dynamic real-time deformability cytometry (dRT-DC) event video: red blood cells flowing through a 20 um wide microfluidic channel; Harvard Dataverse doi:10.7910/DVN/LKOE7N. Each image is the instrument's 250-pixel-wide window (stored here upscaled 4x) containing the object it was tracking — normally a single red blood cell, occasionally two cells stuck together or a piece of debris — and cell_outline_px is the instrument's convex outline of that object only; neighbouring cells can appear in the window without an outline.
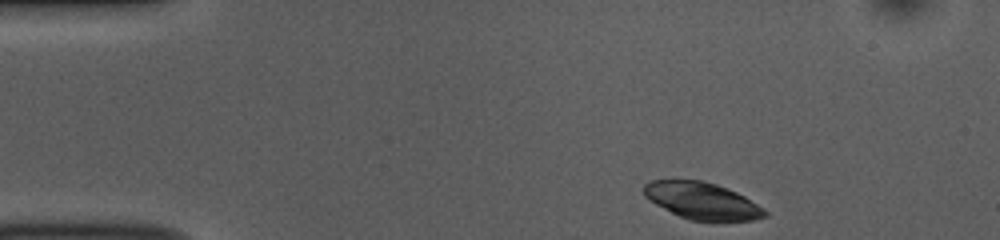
{"species": "common noctule bat (a hibernating species)", "species_latin": "Nyctalus noctula", "temperature_condition": "room temperature", "stored_images_in_passage": 47, "segment_of_instrument_passage": [1, 2], "camera_frame_rate_fps": 3000, "um_per_image_px": 0.085, "animal": {"sex": "female", "body_mass_g": 10.0, "forearm_length_mm": 53.1}, "frame": {"image": 1, "passage_image": 1, "time_ms": 0.0, "image_size_px": [1000, 240], "cell_outline_px": [[768, 216], [752, 220], [688, 220], [648, 200], [644, 196], [644, 184], [652, 180], [700, 180], [716, 184], [736, 192], [744, 196], [764, 208], [768, 212]], "centroid_in_image_um": [59.68, 17.06], "position_along_channel_um": 25.3, "area_um2": 25.72}}
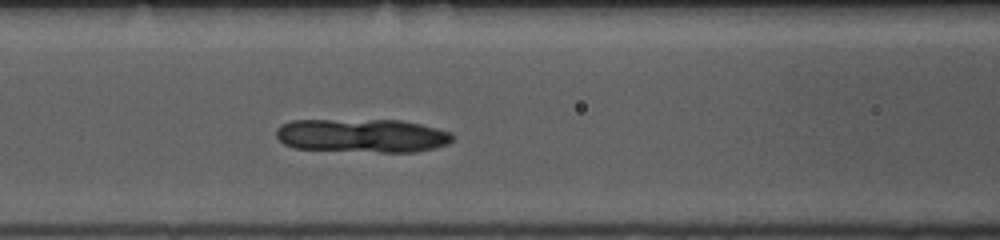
{"frame": {"image": 2, "passage_image": 15, "time_ms": 4.667, "image_size_px": [1000, 240], "cell_outline_px": [[452, 140], [448, 144], [436, 148], [416, 152], [380, 152], [296, 148], [284, 144], [276, 136], [276, 128], [292, 120], [400, 120], [420, 124], [452, 132]], "centroid_in_image_um": [30.81, 11.53], "position_along_channel_um": 135.8, "area_um2": 34.56}}
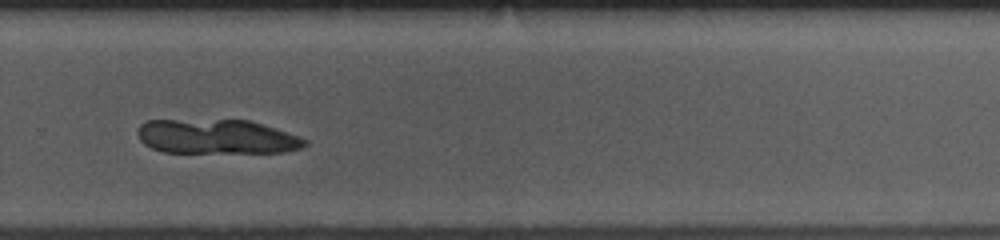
{"frame": {"image": 3, "passage_image": 29, "time_ms": 9.333, "image_size_px": [1000, 240], "cell_outline_px": [[308, 144], [300, 148], [284, 152], [164, 152], [152, 148], [144, 144], [140, 140], [136, 132], [140, 124], [148, 120], [252, 120], [300, 136], [308, 140]], "centroid_in_image_um": [18.43, 11.61], "position_along_channel_um": 311.4, "area_um2": 33.76}}